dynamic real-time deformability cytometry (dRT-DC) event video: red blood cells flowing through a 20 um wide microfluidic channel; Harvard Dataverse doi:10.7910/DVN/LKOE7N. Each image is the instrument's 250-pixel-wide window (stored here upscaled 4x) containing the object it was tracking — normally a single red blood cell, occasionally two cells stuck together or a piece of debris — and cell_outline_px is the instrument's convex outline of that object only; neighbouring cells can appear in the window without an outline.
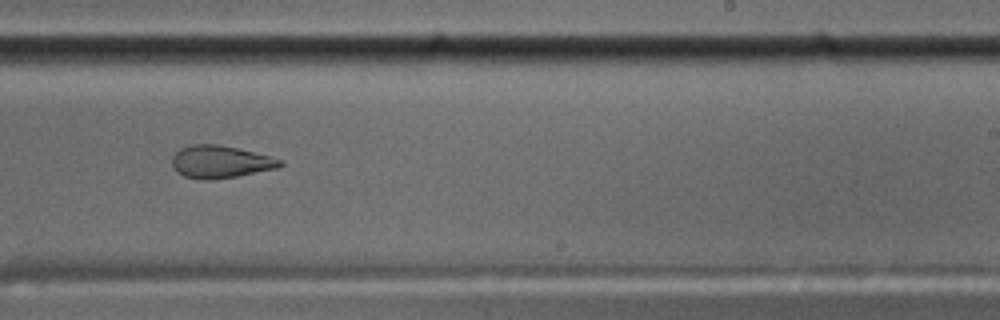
{"species": "common noctule bat (a hibernating species)", "species_latin": "Nyctalus noctula", "temperature_condition": "cold", "stored_images_in_passage": 58, "camera_frame_rate_fps": 3000, "um_per_image_px": 0.085, "animal": {"sex": "male", "body_mass_g": 17.5, "forearm_length_mm": 52.3}, "frame": {"image": 1, "passage_image": 36, "time_ms": 11.667, "image_size_px": [1000, 320], "cell_outline_px": [[284, 164], [276, 168], [236, 176], [212, 180], [200, 180], [184, 176], [176, 172], [172, 168], [172, 156], [180, 148], [192, 144], [220, 144], [272, 156], [284, 160]], "centroid_in_image_um": [18.71, 13.75], "position_along_channel_um": 270.3, "area_um2": 20.69}}
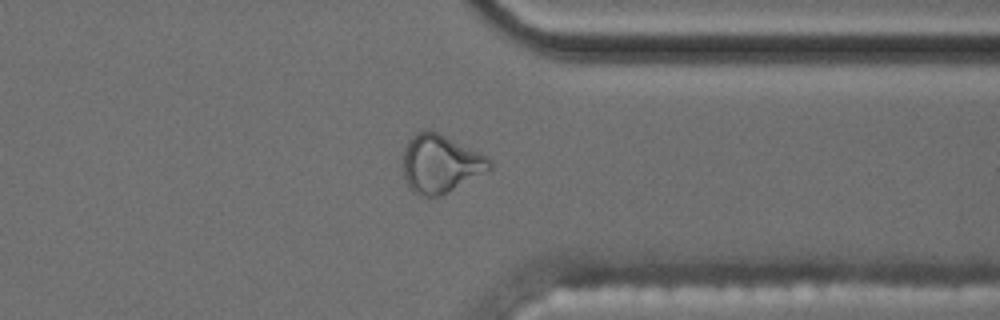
{"frame": {"image": 2, "passage_image": 45, "time_ms": 14.667, "image_size_px": [1000, 320], "cell_outline_px": [[492, 168], [448, 192], [440, 196], [424, 196], [412, 192], [408, 188], [400, 168], [400, 156], [408, 140], [416, 132], [424, 128], [428, 128], [488, 156], [492, 160]], "centroid_in_image_um": [37.35, 13.9], "position_along_channel_um": 374.1, "area_um2": 29.94}}
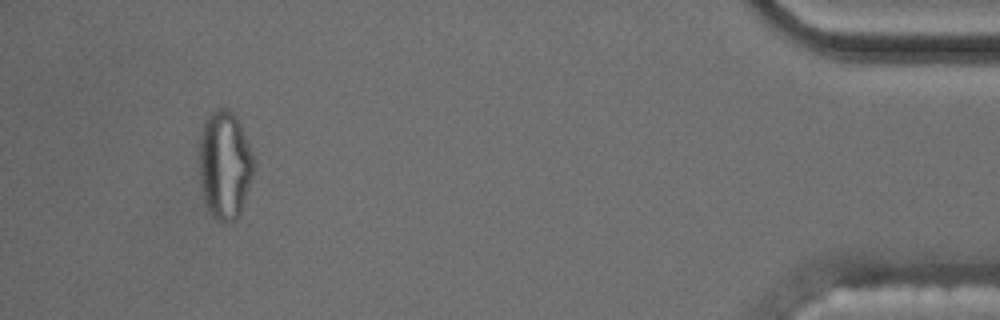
{"frame": {"image": 3, "passage_image": 54, "time_ms": 17.667, "image_size_px": [1000, 320], "cell_outline_px": [[256, 160], [252, 176], [240, 216], [236, 220], [228, 224], [224, 224], [216, 220], [212, 216], [204, 204], [200, 180], [200, 136], [204, 120], [212, 108], [228, 108], [236, 116], [240, 124]], "centroid_in_image_um": [19.11, 14.04], "position_along_channel_um": 416.1, "area_um2": 35.14}, "authors_computed_cell_mechanics": {"area_um2": 20.7213, "velocity_mm_per_s": 3.5241, "shape_relaxation_time_tau1_ms": null, "shape_relaxation_time_tau2_ms": 2.116, "deformation_change_tau1": null, "deformation_change_tau2": 0.0905}}